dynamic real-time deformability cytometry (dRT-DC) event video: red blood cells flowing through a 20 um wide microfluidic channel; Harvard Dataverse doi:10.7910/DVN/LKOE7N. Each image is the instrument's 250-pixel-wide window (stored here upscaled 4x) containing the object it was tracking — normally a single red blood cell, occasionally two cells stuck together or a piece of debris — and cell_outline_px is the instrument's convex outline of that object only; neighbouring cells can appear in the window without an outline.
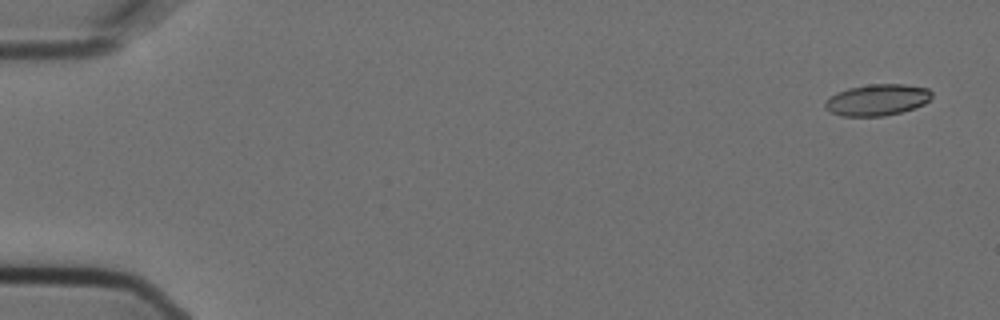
{"species": "Egyptian fruit bat (a non-hibernating species)", "species_latin": "Rousettus aegyptiacus", "temperature_condition": "cold", "stored_images_in_passage": 3, "camera_frame_rate_fps": 3000, "um_per_image_px": 0.085, "animal": {"sex": "female"}, "frame": {"image": 1, "passage_image": 1, "time_ms": 0.0, "image_size_px": [1000, 320], "cell_outline_px": [[932, 96], [924, 104], [900, 112], [884, 116], [840, 116], [828, 112], [824, 108], [824, 100], [836, 92], [848, 88], [868, 84], [904, 84], [928, 88], [932, 92]], "centroid_in_image_um": [74.5, 8.49], "position_along_channel_um": 10.5, "area_um2": 19.71}}